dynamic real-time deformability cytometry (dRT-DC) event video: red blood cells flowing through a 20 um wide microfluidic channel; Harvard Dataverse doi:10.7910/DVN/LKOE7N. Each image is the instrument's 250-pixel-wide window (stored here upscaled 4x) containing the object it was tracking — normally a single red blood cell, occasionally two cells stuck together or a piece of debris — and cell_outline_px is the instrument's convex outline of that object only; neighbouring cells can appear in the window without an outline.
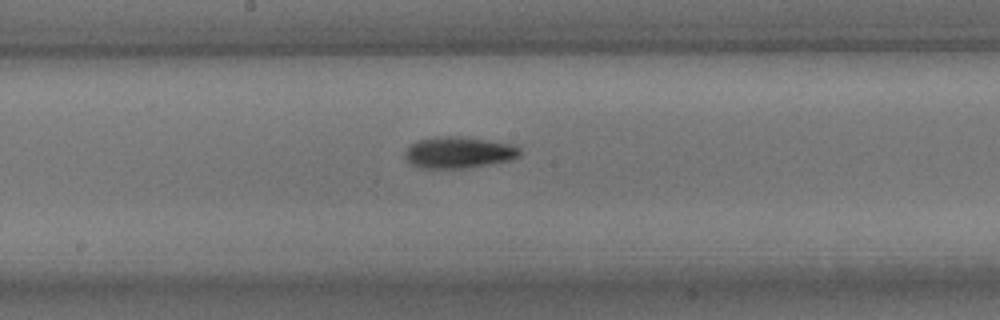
{"species": "common noctule bat (a hibernating species)", "species_latin": "Nyctalus noctula", "temperature_condition": "room temperature", "stored_images_in_passage": 9, "camera_frame_rate_fps": 3000, "um_per_image_px": 0.085, "animal": {"sex": "male", "body_mass_g": 15.6}, "frame": {"image": 1, "passage_image": 9, "time_ms": 10.0, "image_size_px": [1000, 320], "cell_outline_px": [[520, 156], [512, 160], [492, 164], [464, 168], [416, 168], [404, 156], [404, 152], [408, 144], [416, 140], [440, 136], [460, 136], [512, 144], [520, 148]], "centroid_in_image_um": [38.96, 12.96], "position_along_channel_um": 209.2, "area_um2": 21.33}}